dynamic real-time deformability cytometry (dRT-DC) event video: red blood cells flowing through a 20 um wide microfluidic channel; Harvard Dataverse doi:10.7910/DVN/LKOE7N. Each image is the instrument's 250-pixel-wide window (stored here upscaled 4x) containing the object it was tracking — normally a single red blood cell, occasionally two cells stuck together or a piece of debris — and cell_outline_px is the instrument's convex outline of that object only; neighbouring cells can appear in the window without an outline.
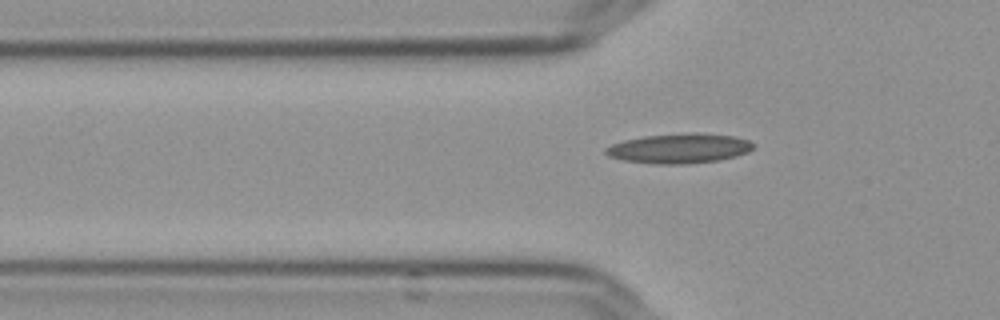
{"species": "Egyptian fruit bat (a non-hibernating species)", "species_latin": "Rousettus aegyptiacus", "temperature_condition": "cold", "stored_images_in_passage": 42, "camera_frame_rate_fps": 3000, "um_per_image_px": 0.085, "frame": {"image": 1, "passage_image": 10, "time_ms": 3.0, "image_size_px": [1000, 320], "cell_outline_px": [[756, 144], [748, 152], [736, 156], [716, 160], [688, 164], [656, 164], [624, 160], [608, 156], [604, 152], [604, 148], [612, 144], [624, 140], [644, 136], [732, 136], [748, 140]], "centroid_in_image_um": [57.67, 12.67], "position_along_channel_um": 68.1, "area_um2": 24.28}}
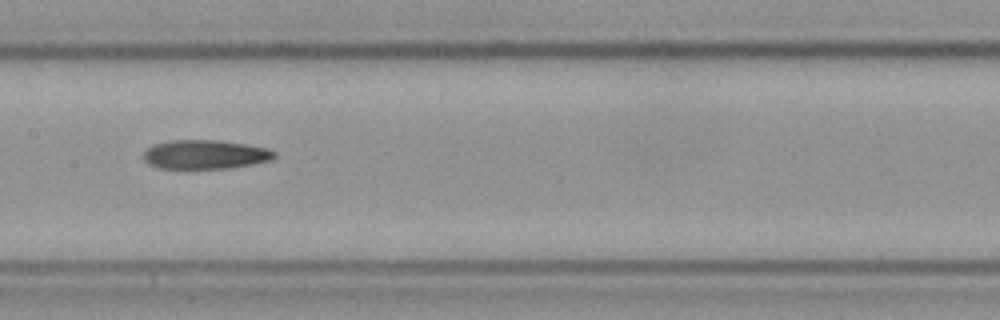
{"frame": {"image": 2, "passage_image": 20, "time_ms": 6.333, "image_size_px": [1000, 320], "cell_outline_px": [[276, 156], [272, 160], [252, 164], [228, 168], [156, 168], [148, 164], [144, 160], [144, 152], [152, 144], [168, 140], [220, 140], [268, 148], [276, 152]], "centroid_in_image_um": [17.42, 13.12], "position_along_channel_um": 190.0, "area_um2": 22.25}}
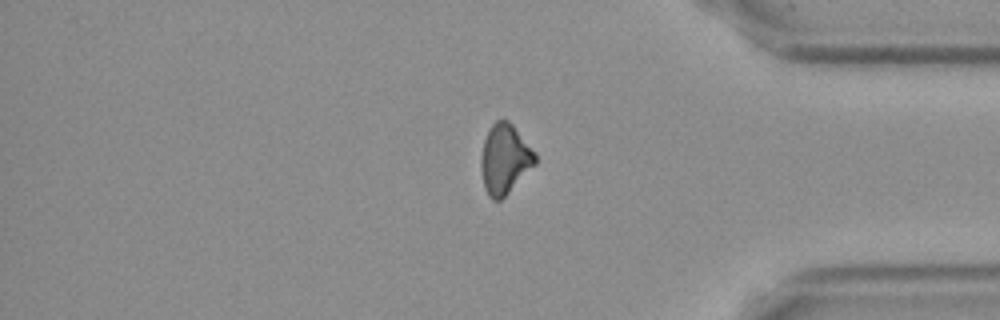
{"frame": {"image": 3, "passage_image": 38, "time_ms": 12.333, "image_size_px": [1000, 320], "cell_outline_px": [[536, 164], [500, 200], [492, 200], [488, 196], [484, 188], [480, 164], [480, 160], [484, 140], [492, 124], [496, 120], [508, 120], [512, 124], [536, 152]], "centroid_in_image_um": [42.9, 13.52], "position_along_channel_um": 392.3, "area_um2": 21.91}}